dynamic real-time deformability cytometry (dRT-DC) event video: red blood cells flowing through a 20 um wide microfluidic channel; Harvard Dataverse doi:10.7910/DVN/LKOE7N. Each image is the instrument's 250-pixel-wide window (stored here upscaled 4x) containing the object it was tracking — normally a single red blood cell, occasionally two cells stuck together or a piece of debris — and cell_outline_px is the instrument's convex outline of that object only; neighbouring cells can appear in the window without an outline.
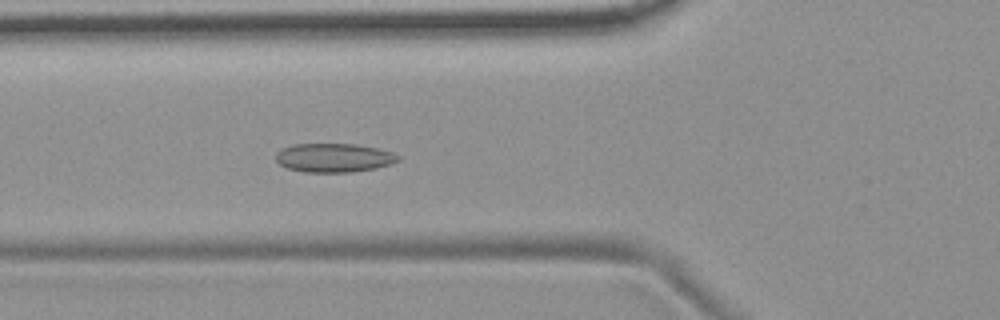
{"species": "common noctule bat (a hibernating species)", "species_latin": "Nyctalus noctula", "temperature_condition": "room temperature", "stored_images_in_passage": 43, "camera_frame_rate_fps": 3000, "um_per_image_px": 0.085, "animal": {"sex": "female", "body_mass_g": 19.9}, "frame": {"image": 1, "passage_image": 8, "time_ms": 2.333, "image_size_px": [1000, 320], "cell_outline_px": [[400, 160], [392, 164], [376, 168], [352, 172], [304, 172], [288, 168], [280, 164], [276, 160], [276, 152], [280, 148], [292, 144], [356, 144], [376, 148], [392, 152], [400, 156]], "centroid_in_image_um": [28.38, 13.41], "position_along_channel_um": 97.4, "area_um2": 20.69}}
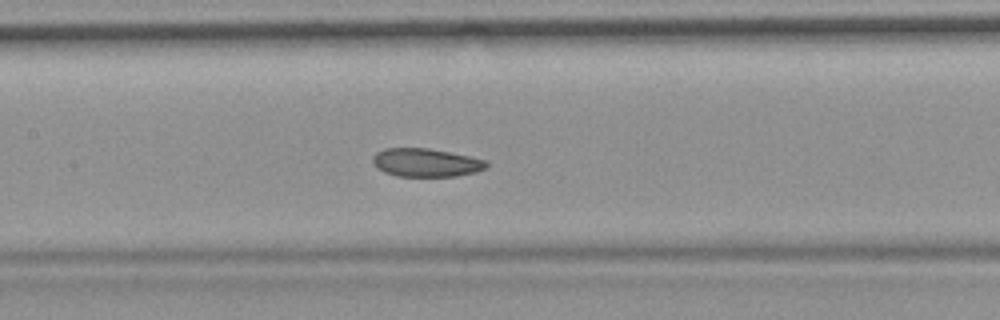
{"frame": {"image": 2, "passage_image": 14, "time_ms": 4.333, "image_size_px": [1000, 320], "cell_outline_px": [[488, 168], [476, 172], [456, 176], [396, 176], [384, 172], [376, 168], [372, 164], [372, 156], [376, 152], [384, 148], [428, 148], [488, 160]], "centroid_in_image_um": [36.19, 13.82], "position_along_channel_um": 171.2, "area_um2": 18.96}}
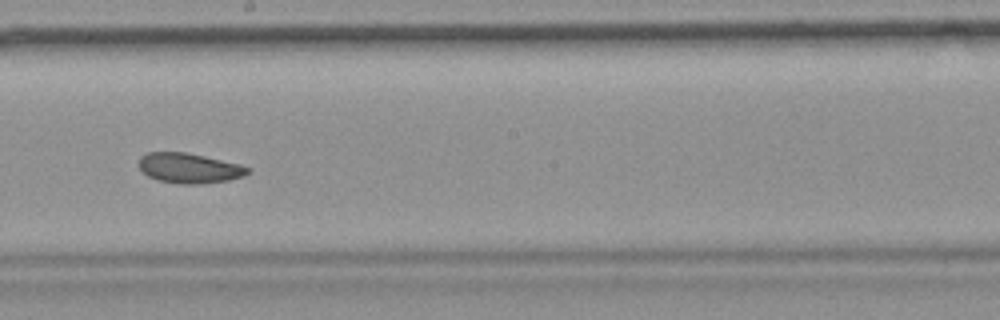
{"frame": {"image": 3, "passage_image": 19, "time_ms": 6.0, "image_size_px": [1000, 320], "cell_outline_px": [[252, 172], [244, 176], [228, 180], [200, 184], [180, 184], [156, 180], [148, 176], [140, 168], [140, 156], [148, 152], [184, 152], [204, 156], [240, 164], [252, 168]], "centroid_in_image_um": [16.12, 14.3], "position_along_channel_um": 232.1, "area_um2": 19.13}, "authors_computed_cell_mechanics": {"area_um2": 19.652, "velocity_mm_per_s": 3.678, "shape_relaxation_time_tau1_ms": null, "shape_relaxation_time_tau2_ms": 2.8836, "deformation_change_tau1": null, "deformation_change_tau2": 0.0813}}